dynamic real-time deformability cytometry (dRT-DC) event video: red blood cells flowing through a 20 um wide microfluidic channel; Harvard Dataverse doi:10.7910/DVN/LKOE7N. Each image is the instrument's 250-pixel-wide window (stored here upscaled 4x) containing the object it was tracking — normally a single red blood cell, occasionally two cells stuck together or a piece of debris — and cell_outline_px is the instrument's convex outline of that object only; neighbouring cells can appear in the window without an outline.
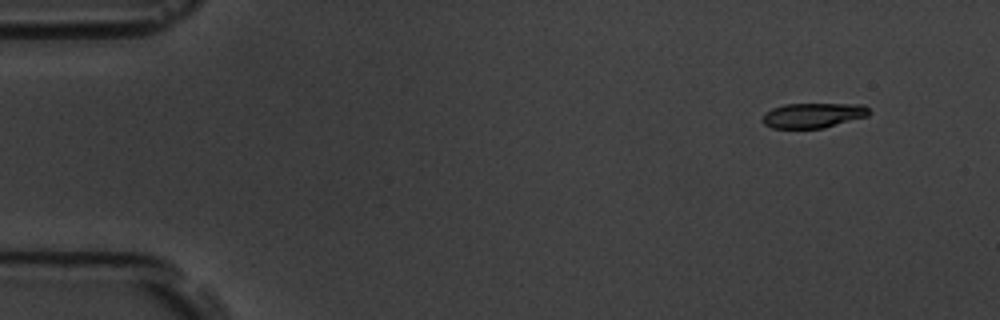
{"species": "common noctule bat (a hibernating species)", "species_latin": "Nyctalus noctula", "temperature_condition": "room temperature", "stored_images_in_passage": 5, "camera_frame_rate_fps": 3000, "um_per_image_px": 0.085, "animal": {"sex": "male", "body_mass_g": 19.5, "forearm_length_mm": 54.6}, "frame": {"image": 1, "passage_image": 1, "time_ms": 0.0, "image_size_px": [1000, 320], "cell_outline_px": [[872, 112], [868, 116], [824, 128], [772, 128], [764, 124], [760, 120], [764, 112], [772, 108], [784, 104], [864, 104]], "centroid_in_image_um": [69.1, 9.8], "position_along_channel_um": 15.9, "area_um2": 15.72}}
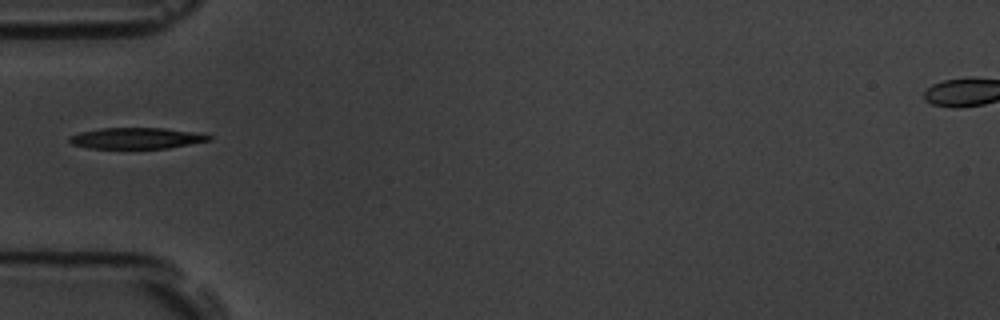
{"frame": {"image": 2, "passage_image": 5, "time_ms": 4.667, "image_size_px": [1000, 320], "cell_outline_px": [[212, 140], [168, 148], [88, 148], [72, 144], [68, 140], [72, 136], [80, 132], [100, 128], [164, 128], [204, 132], [212, 136]], "centroid_in_image_um": [11.7, 11.74], "position_along_channel_um": 73.3, "area_um2": 17.28}}